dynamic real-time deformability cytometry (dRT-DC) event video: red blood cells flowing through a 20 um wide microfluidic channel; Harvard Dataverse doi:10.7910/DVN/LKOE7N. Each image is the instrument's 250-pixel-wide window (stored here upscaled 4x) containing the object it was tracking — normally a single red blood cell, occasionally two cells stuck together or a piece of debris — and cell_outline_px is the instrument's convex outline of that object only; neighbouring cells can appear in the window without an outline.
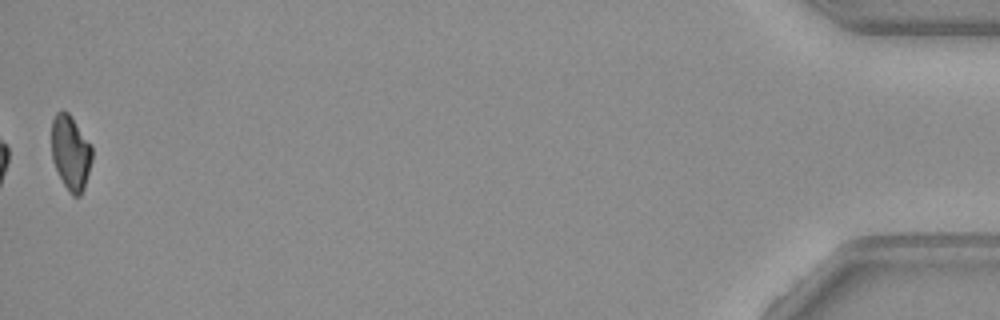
{"species": "common noctule bat (a hibernating species)", "species_latin": "Nyctalus noctula", "temperature_condition": "warm", "stored_images_in_passage": 37, "camera_frame_rate_fps": 3000, "um_per_image_px": 0.085, "animal": {"sex": "female", "body_mass_g": 19.3, "forearm_length_mm": 54.1}, "frame": {"image": 1, "passage_image": 37, "time_ms": 12.0, "image_size_px": [1000, 320], "cell_outline_px": [[92, 160], [84, 188], [80, 196], [72, 196], [68, 192], [52, 160], [52, 120], [56, 112], [68, 112], [92, 144]], "centroid_in_image_um": [6.02, 12.98], "position_along_channel_um": 429.2, "area_um2": 17.63}}